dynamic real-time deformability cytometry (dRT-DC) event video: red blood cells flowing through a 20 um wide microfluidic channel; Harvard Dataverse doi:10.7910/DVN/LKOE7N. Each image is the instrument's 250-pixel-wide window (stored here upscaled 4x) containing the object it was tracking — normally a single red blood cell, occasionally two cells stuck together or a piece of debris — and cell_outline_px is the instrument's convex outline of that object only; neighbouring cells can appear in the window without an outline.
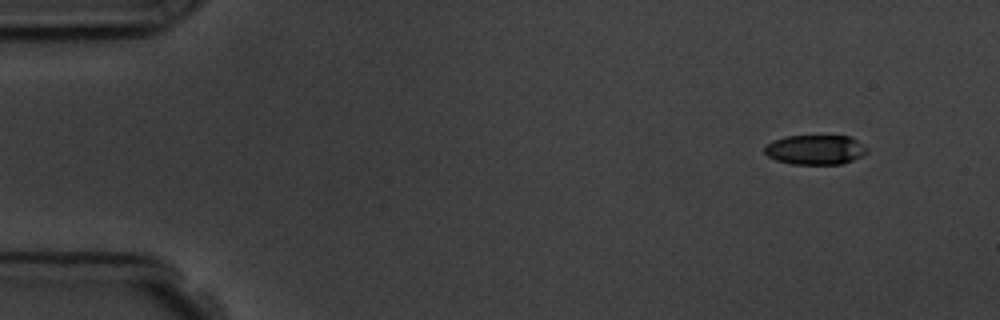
{"species": "common noctule bat (a hibernating species)", "species_latin": "Nyctalus noctula", "temperature_condition": "room temperature", "stored_images_in_passage": 9, "camera_frame_rate_fps": 3000, "um_per_image_px": 0.085, "animal": {"sex": "male", "body_mass_g": 19.5, "forearm_length_mm": 54.6}, "frame": {"image": 1, "passage_image": 1, "time_ms": 0.0, "image_size_px": [1000, 320], "cell_outline_px": [[868, 152], [844, 164], [792, 164], [776, 160], [768, 156], [764, 152], [764, 144], [772, 140], [784, 136], [848, 136], [856, 140], [868, 148]], "centroid_in_image_um": [69.26, 12.72], "position_along_channel_um": 15.7, "area_um2": 17.8}}
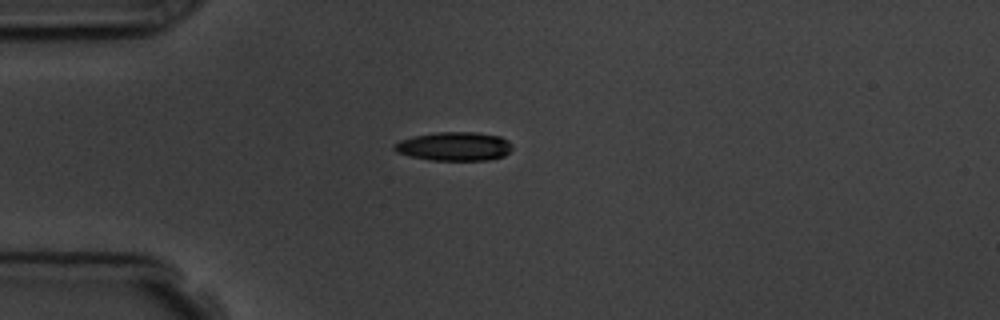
{"frame": {"image": 2, "passage_image": 4, "time_ms": 3.333, "image_size_px": [1000, 320], "cell_outline_px": [[512, 148], [504, 156], [488, 160], [432, 160], [408, 156], [396, 152], [392, 148], [400, 140], [412, 136], [436, 132], [476, 132], [500, 136], [508, 140], [512, 144]], "centroid_in_image_um": [38.61, 12.44], "position_along_channel_um": 46.4, "area_um2": 19.88}}